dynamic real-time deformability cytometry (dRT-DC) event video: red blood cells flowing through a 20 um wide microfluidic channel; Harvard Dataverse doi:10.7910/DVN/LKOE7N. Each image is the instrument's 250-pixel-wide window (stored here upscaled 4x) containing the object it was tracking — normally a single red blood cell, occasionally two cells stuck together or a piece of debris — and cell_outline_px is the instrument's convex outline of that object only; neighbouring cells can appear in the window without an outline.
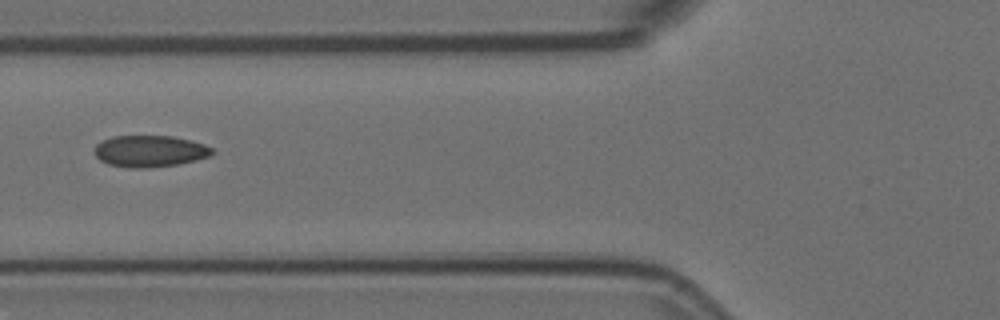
{"species": "Egyptian fruit bat (a non-hibernating species)", "species_latin": "Rousettus aegyptiacus", "temperature_condition": "room temperature", "stored_images_in_passage": 4, "camera_frame_rate_fps": 3000, "um_per_image_px": 0.085, "animal": {"sex": "female"}, "frame": {"image": 1, "passage_image": 4, "time_ms": 1.0, "image_size_px": [1000, 320], "cell_outline_px": [[216, 152], [212, 156], [180, 164], [148, 168], [128, 168], [108, 164], [100, 160], [96, 156], [96, 144], [112, 136], [172, 136], [204, 144], [212, 148]], "centroid_in_image_um": [12.77, 12.86], "position_along_channel_um": 113.0, "area_um2": 21.73}}